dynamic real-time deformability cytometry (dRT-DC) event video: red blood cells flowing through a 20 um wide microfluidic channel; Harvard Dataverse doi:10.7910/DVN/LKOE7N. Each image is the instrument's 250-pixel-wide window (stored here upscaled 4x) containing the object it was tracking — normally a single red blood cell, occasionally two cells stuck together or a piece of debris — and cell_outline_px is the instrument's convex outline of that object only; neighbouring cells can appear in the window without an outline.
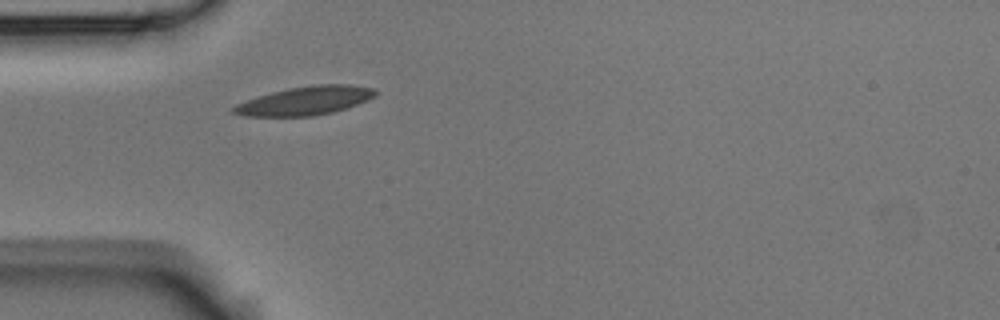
{"species": "Egyptian fruit bat (a non-hibernating species)", "species_latin": "Rousettus aegyptiacus", "temperature_condition": "room temperature", "stored_images_in_passage": 5, "camera_frame_rate_fps": 3000, "um_per_image_px": 0.085, "animal": {"sex": "male"}, "frame": {"image": 1, "passage_image": 5, "time_ms": 1.333, "image_size_px": [1000, 320], "cell_outline_px": [[380, 92], [376, 96], [368, 100], [332, 112], [312, 116], [244, 116], [232, 112], [232, 108], [236, 104], [272, 92], [288, 88], [316, 84], [348, 84], [372, 88]], "centroid_in_image_um": [25.97, 8.55], "position_along_channel_um": 59.0, "area_um2": 23.41}}